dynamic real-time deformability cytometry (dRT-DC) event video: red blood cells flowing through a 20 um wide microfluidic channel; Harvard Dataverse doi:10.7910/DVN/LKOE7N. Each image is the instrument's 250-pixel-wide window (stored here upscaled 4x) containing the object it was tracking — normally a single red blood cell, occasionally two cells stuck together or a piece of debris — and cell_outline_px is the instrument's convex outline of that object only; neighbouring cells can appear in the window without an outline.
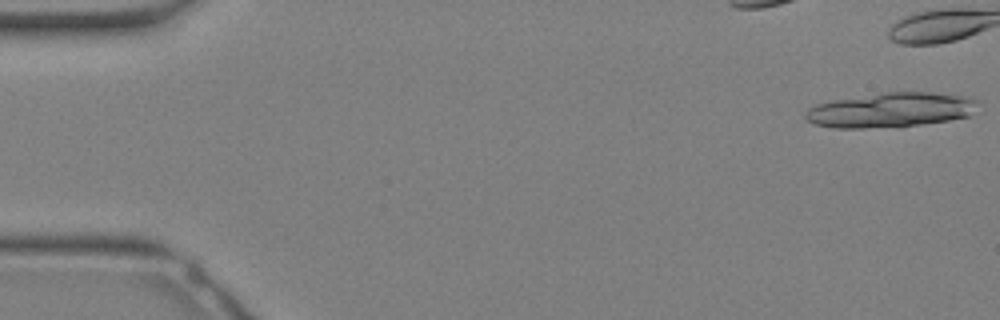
{"species": "Egyptian fruit bat (a non-hibernating species)", "species_latin": "Rousettus aegyptiacus", "temperature_condition": "warm", "stored_images_in_passage": 10, "camera_frame_rate_fps": 3000, "um_per_image_px": 0.085, "animal": {"sex": "female"}, "frame": {"image": 1, "passage_image": 1, "time_ms": 0.0, "image_size_px": [1000, 320], "cell_outline_px": [[980, 100], [972, 116], [948, 120], [920, 124], [864, 128], [832, 128], [812, 124], [804, 116], [804, 112], [808, 108], [816, 104], [832, 100], [880, 92], [932, 92], [968, 96]], "centroid_in_image_um": [75.72, 9.33], "position_along_channel_um": 9.3, "area_um2": 35.2}}